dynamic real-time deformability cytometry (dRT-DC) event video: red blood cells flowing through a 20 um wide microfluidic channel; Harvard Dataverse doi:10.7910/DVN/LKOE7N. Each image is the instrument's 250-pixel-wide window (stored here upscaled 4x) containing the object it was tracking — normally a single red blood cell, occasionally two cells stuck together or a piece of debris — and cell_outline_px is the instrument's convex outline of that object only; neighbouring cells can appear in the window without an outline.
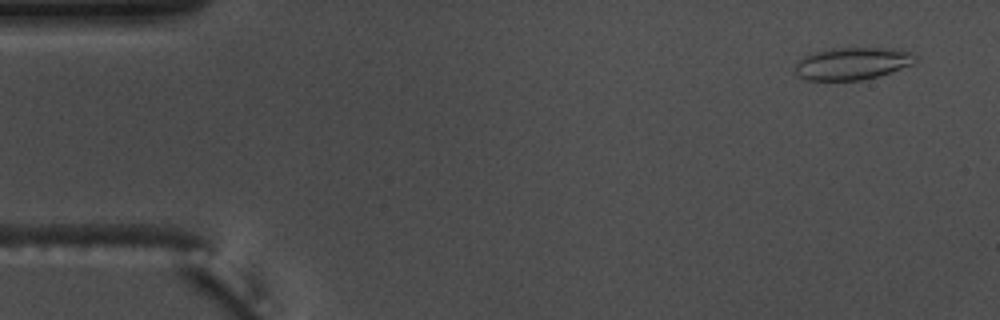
{"species": "common noctule bat (a hibernating species)", "species_latin": "Nyctalus noctula", "temperature_condition": "warm", "stored_images_in_passage": 55, "camera_frame_rate_fps": 3000, "um_per_image_px": 0.085, "animal": {"sex": "male", "body_mass_g": 17.5, "forearm_length_mm": 52.3}, "frame": {"image": 1, "passage_image": 3, "time_ms": 0.667, "image_size_px": [1000, 320], "cell_outline_px": [[920, 56], [912, 64], [876, 76], [860, 80], [804, 80], [796, 72], [796, 60], [804, 56], [816, 52], [832, 48], [892, 48], [912, 52]], "centroid_in_image_um": [72.45, 5.38], "position_along_channel_um": 12.5, "area_um2": 22.48}}
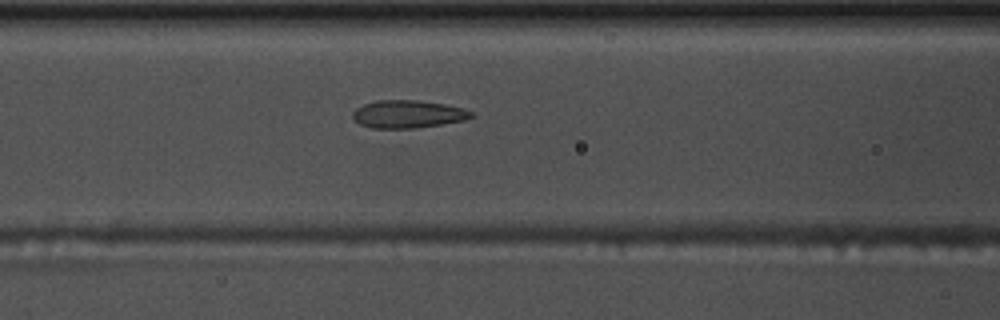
{"frame": {"image": 2, "passage_image": 22, "time_ms": 7.0, "image_size_px": [1000, 320], "cell_outline_px": [[476, 116], [464, 120], [416, 128], [372, 128], [360, 124], [352, 116], [352, 112], [356, 108], [364, 104], [376, 100], [420, 100], [444, 104], [476, 112]], "centroid_in_image_um": [34.69, 9.69], "position_along_channel_um": 131.9, "area_um2": 19.19}}
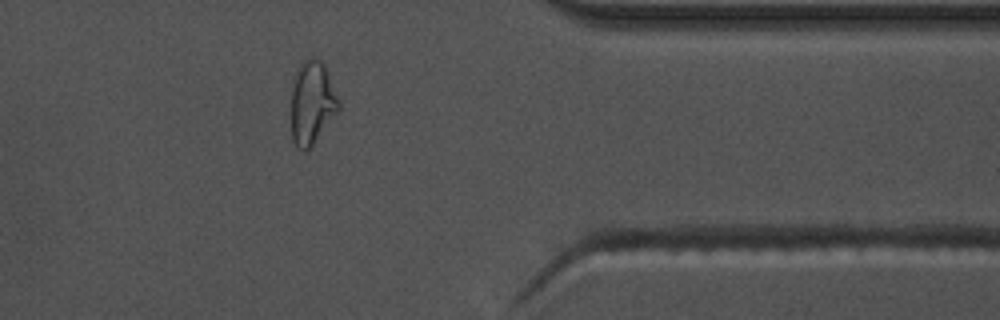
{"frame": {"image": 3, "passage_image": 44, "time_ms": 14.333, "image_size_px": [1000, 320], "cell_outline_px": [[340, 108], [312, 144], [304, 152], [292, 140], [292, 88], [300, 64], [308, 56], [320, 60], [324, 64], [340, 104]], "centroid_in_image_um": [26.52, 8.71], "position_along_channel_um": 384.9, "area_um2": 22.31}, "authors_computed_cell_mechanics": {"area_um2": 20.4612, "velocity_mm_per_s": 3.677, "shape_relaxation_time_tau1_ms": null, "shape_relaxation_time_tau2_ms": 1.3547, "deformation_change_tau1": null, "deformation_change_tau2": 0.0977}}